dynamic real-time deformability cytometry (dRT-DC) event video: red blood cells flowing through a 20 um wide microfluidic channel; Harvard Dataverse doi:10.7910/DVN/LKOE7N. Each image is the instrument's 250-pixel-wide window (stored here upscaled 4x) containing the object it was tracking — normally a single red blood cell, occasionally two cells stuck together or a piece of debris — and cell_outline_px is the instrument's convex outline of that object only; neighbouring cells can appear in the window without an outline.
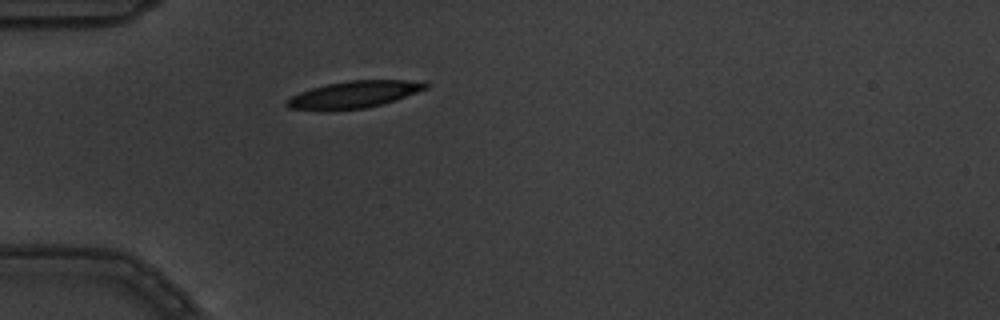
{"species": "common noctule bat (a hibernating species)", "species_latin": "Nyctalus noctula", "temperature_condition": "warm", "stored_images_in_passage": 1, "camera_frame_rate_fps": 3000, "um_per_image_px": 0.085, "animal": {"sex": "male", "body_mass_g": 19.5, "forearm_length_mm": 54.6}, "frame": {"image": 1, "passage_image": 1, "time_ms": 0.0, "image_size_px": [1000, 320], "cell_outline_px": [[428, 88], [396, 100], [364, 108], [328, 112], [316, 112], [288, 108], [284, 104], [284, 100], [300, 92], [312, 88], [328, 84], [348, 80], [428, 80]], "centroid_in_image_um": [30.05, 8.05], "position_along_channel_um": 55.0, "area_um2": 22.48}}